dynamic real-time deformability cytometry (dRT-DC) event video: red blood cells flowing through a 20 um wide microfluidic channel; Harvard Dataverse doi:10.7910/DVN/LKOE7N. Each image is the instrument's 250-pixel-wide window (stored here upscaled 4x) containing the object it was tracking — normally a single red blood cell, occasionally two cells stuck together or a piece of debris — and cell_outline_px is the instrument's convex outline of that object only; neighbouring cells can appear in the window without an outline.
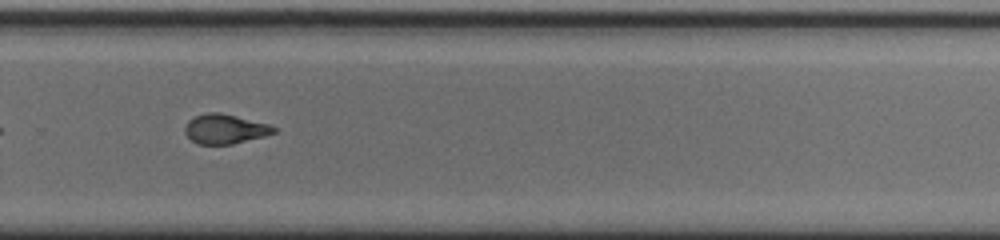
{"species": "common noctule bat (a hibernating species)", "species_latin": "Nyctalus noctula", "temperature_condition": "cold", "stored_images_in_passage": 40, "camera_frame_rate_fps": 3000, "um_per_image_px": 0.085, "animal": {"sex": "male", "body_mass_g": 20.0, "forearm_length_mm": 53.3}, "frame": {"image": 1, "passage_image": 23, "time_ms": 7.333, "image_size_px": [1000, 240], "cell_outline_px": [[276, 132], [264, 136], [232, 144], [196, 144], [184, 132], [184, 128], [188, 120], [196, 116], [208, 112], [220, 112], [268, 124], [276, 128]], "centroid_in_image_um": [19.1, 10.96], "position_along_channel_um": 310.7, "area_um2": 15.2}, "authors_computed_cell_mechanics": {"area_um2": 15.5482, "velocity_mm_per_s": 3.7402, "shape_relaxation_time_tau1_ms": 9.6432, "shape_relaxation_time_tau2_ms": 1.4064, "deformation_change_tau1": 0.2765, "deformation_change_tau2": 0.0677}}